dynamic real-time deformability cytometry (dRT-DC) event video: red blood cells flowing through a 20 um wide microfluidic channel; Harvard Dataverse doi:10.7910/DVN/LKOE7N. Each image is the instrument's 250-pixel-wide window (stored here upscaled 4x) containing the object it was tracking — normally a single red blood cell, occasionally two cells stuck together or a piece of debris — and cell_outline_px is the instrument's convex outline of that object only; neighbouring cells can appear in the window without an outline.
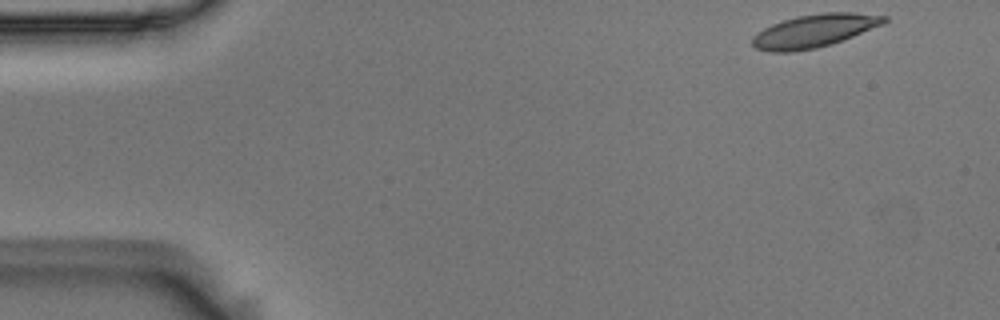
{"species": "Egyptian fruit bat (a non-hibernating species)", "species_latin": "Rousettus aegyptiacus", "temperature_condition": "room temperature", "stored_images_in_passage": 3, "camera_frame_rate_fps": 3000, "um_per_image_px": 0.085, "animal": {"sex": "male"}, "frame": {"image": 1, "passage_image": 1, "time_ms": 0.0, "image_size_px": [1000, 320], "cell_outline_px": [[888, 20], [884, 24], [832, 44], [816, 48], [792, 52], [768, 52], [756, 48], [752, 44], [752, 36], [764, 28], [772, 24], [796, 16], [824, 12], [852, 12], [888, 16]], "centroid_in_image_um": [69.22, 2.62], "position_along_channel_um": 15.8, "area_um2": 25.43}}